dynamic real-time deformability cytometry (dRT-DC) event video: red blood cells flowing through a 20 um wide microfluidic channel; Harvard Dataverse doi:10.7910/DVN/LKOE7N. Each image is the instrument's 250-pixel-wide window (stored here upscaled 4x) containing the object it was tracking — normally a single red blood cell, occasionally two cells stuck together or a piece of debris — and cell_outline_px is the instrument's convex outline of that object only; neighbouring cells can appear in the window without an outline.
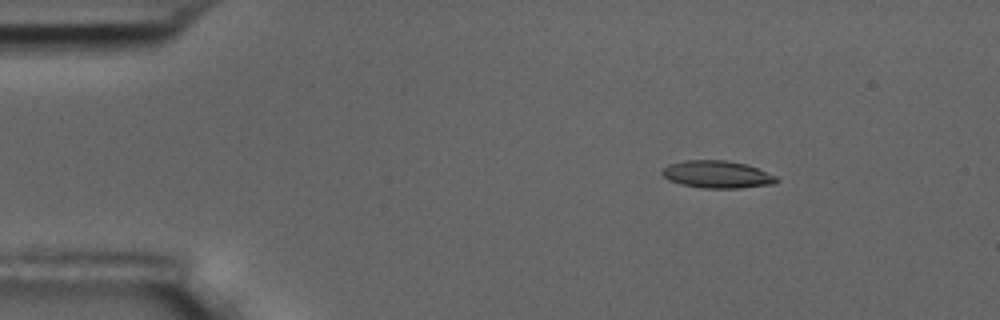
{"species": "common noctule bat (a hibernating species)", "species_latin": "Nyctalus noctula", "temperature_condition": "room temperature", "stored_images_in_passage": 5, "camera_frame_rate_fps": 3000, "um_per_image_px": 0.085, "animal": {"sex": "male", "body_mass_g": 17.5, "forearm_length_mm": 52.3}, "frame": {"image": 1, "passage_image": 3, "time_ms": 2.333, "image_size_px": [1000, 320], "cell_outline_px": [[780, 180], [776, 184], [740, 188], [704, 188], [680, 184], [668, 180], [660, 172], [668, 164], [684, 160], [724, 160], [744, 164], [756, 168], [776, 176]], "centroid_in_image_um": [60.95, 14.83], "position_along_channel_um": 24.1, "area_um2": 18.26}}